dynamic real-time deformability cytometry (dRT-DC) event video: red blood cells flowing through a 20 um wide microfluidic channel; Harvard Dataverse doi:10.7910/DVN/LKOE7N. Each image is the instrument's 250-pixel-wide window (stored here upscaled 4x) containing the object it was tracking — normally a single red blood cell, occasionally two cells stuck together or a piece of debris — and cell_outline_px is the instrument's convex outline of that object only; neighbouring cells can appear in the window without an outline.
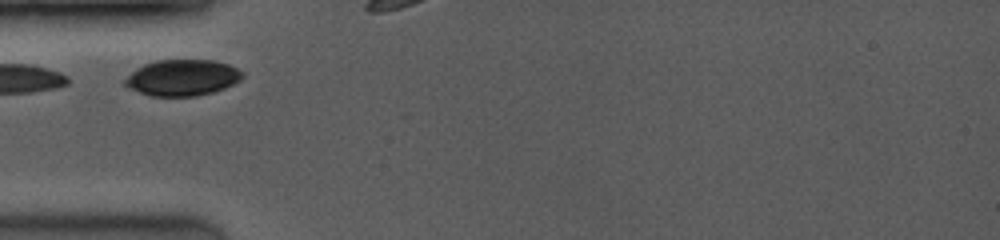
{"species": "common noctule bat (a hibernating species)", "species_latin": "Nyctalus noctula", "temperature_condition": "room temperature", "stored_images_in_passage": 13, "camera_frame_rate_fps": 3500, "um_per_image_px": 0.085, "animal": {"sex": "female", "body_mass_g": 19.0, "forearm_length_mm": 53.3}, "frame": {"image": 1, "passage_image": 1, "time_ms": 0.0, "image_size_px": [1000, 240], "cell_outline_px": [[244, 76], [240, 80], [224, 88], [212, 92], [196, 96], [152, 96], [128, 88], [120, 80], [136, 68], [144, 64], [156, 60], [212, 60], [228, 64], [244, 72]], "centroid_in_image_um": [15.45, 6.6], "position_along_channel_um": 69.5, "area_um2": 24.91}}